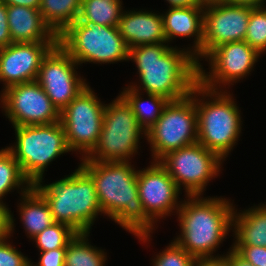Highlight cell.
<instances>
[{
	"mask_svg": "<svg viewBox=\"0 0 266 266\" xmlns=\"http://www.w3.org/2000/svg\"><path fill=\"white\" fill-rule=\"evenodd\" d=\"M79 164L95 184L102 214L119 224L143 243L157 228L146 215L139 198L137 172L131 162H97L80 158Z\"/></svg>",
	"mask_w": 266,
	"mask_h": 266,
	"instance_id": "1",
	"label": "cell"
},
{
	"mask_svg": "<svg viewBox=\"0 0 266 266\" xmlns=\"http://www.w3.org/2000/svg\"><path fill=\"white\" fill-rule=\"evenodd\" d=\"M128 60L136 64L141 83L132 82L130 87L146 94L175 101L190 95L198 83V64L185 48L168 43L139 45L129 49Z\"/></svg>",
	"mask_w": 266,
	"mask_h": 266,
	"instance_id": "2",
	"label": "cell"
},
{
	"mask_svg": "<svg viewBox=\"0 0 266 266\" xmlns=\"http://www.w3.org/2000/svg\"><path fill=\"white\" fill-rule=\"evenodd\" d=\"M185 198L176 214L181 233L174 241L196 260L224 256L213 254L233 230V202L221 196Z\"/></svg>",
	"mask_w": 266,
	"mask_h": 266,
	"instance_id": "3",
	"label": "cell"
},
{
	"mask_svg": "<svg viewBox=\"0 0 266 266\" xmlns=\"http://www.w3.org/2000/svg\"><path fill=\"white\" fill-rule=\"evenodd\" d=\"M43 182L39 180L32 187L47 202L55 222L69 225L77 233H90L95 219L102 215L91 176L78 165L60 180Z\"/></svg>",
	"mask_w": 266,
	"mask_h": 266,
	"instance_id": "4",
	"label": "cell"
},
{
	"mask_svg": "<svg viewBox=\"0 0 266 266\" xmlns=\"http://www.w3.org/2000/svg\"><path fill=\"white\" fill-rule=\"evenodd\" d=\"M223 89L210 90L198 82L195 85V108L198 142L225 161L239 140L243 123L233 95Z\"/></svg>",
	"mask_w": 266,
	"mask_h": 266,
	"instance_id": "5",
	"label": "cell"
},
{
	"mask_svg": "<svg viewBox=\"0 0 266 266\" xmlns=\"http://www.w3.org/2000/svg\"><path fill=\"white\" fill-rule=\"evenodd\" d=\"M16 142L7 148L18 162L23 175L34 184L43 180L51 162L71 152L61 122L45 125L13 126ZM59 156V157H58Z\"/></svg>",
	"mask_w": 266,
	"mask_h": 266,
	"instance_id": "6",
	"label": "cell"
},
{
	"mask_svg": "<svg viewBox=\"0 0 266 266\" xmlns=\"http://www.w3.org/2000/svg\"><path fill=\"white\" fill-rule=\"evenodd\" d=\"M142 135L146 137V132L139 126L132 107L119 95L105 105L98 143L85 159L129 162L138 153Z\"/></svg>",
	"mask_w": 266,
	"mask_h": 266,
	"instance_id": "7",
	"label": "cell"
},
{
	"mask_svg": "<svg viewBox=\"0 0 266 266\" xmlns=\"http://www.w3.org/2000/svg\"><path fill=\"white\" fill-rule=\"evenodd\" d=\"M58 43L79 65L129 61V49L118 27L76 20L58 36Z\"/></svg>",
	"mask_w": 266,
	"mask_h": 266,
	"instance_id": "8",
	"label": "cell"
},
{
	"mask_svg": "<svg viewBox=\"0 0 266 266\" xmlns=\"http://www.w3.org/2000/svg\"><path fill=\"white\" fill-rule=\"evenodd\" d=\"M145 138L151 147L152 161H159L171 151L198 142L195 86L190 95L168 102Z\"/></svg>",
	"mask_w": 266,
	"mask_h": 266,
	"instance_id": "9",
	"label": "cell"
},
{
	"mask_svg": "<svg viewBox=\"0 0 266 266\" xmlns=\"http://www.w3.org/2000/svg\"><path fill=\"white\" fill-rule=\"evenodd\" d=\"M186 196L203 195L213 178L219 176L223 160L199 142L171 151L158 161Z\"/></svg>",
	"mask_w": 266,
	"mask_h": 266,
	"instance_id": "10",
	"label": "cell"
},
{
	"mask_svg": "<svg viewBox=\"0 0 266 266\" xmlns=\"http://www.w3.org/2000/svg\"><path fill=\"white\" fill-rule=\"evenodd\" d=\"M105 105L88 85L61 112L69 149L85 158L97 145L103 125Z\"/></svg>",
	"mask_w": 266,
	"mask_h": 266,
	"instance_id": "11",
	"label": "cell"
},
{
	"mask_svg": "<svg viewBox=\"0 0 266 266\" xmlns=\"http://www.w3.org/2000/svg\"><path fill=\"white\" fill-rule=\"evenodd\" d=\"M259 57L261 54L245 40L222 44L205 57L210 72L198 65V82L210 90H223L251 74Z\"/></svg>",
	"mask_w": 266,
	"mask_h": 266,
	"instance_id": "12",
	"label": "cell"
},
{
	"mask_svg": "<svg viewBox=\"0 0 266 266\" xmlns=\"http://www.w3.org/2000/svg\"><path fill=\"white\" fill-rule=\"evenodd\" d=\"M0 104L12 126L52 124L60 112L36 80L16 84L1 91Z\"/></svg>",
	"mask_w": 266,
	"mask_h": 266,
	"instance_id": "13",
	"label": "cell"
},
{
	"mask_svg": "<svg viewBox=\"0 0 266 266\" xmlns=\"http://www.w3.org/2000/svg\"><path fill=\"white\" fill-rule=\"evenodd\" d=\"M78 65L59 43L42 59L36 81L59 112L88 86L76 71Z\"/></svg>",
	"mask_w": 266,
	"mask_h": 266,
	"instance_id": "14",
	"label": "cell"
},
{
	"mask_svg": "<svg viewBox=\"0 0 266 266\" xmlns=\"http://www.w3.org/2000/svg\"><path fill=\"white\" fill-rule=\"evenodd\" d=\"M137 187L144 211L156 225L158 219L177 214L182 204L178 201L181 190L158 161L138 170Z\"/></svg>",
	"mask_w": 266,
	"mask_h": 266,
	"instance_id": "15",
	"label": "cell"
},
{
	"mask_svg": "<svg viewBox=\"0 0 266 266\" xmlns=\"http://www.w3.org/2000/svg\"><path fill=\"white\" fill-rule=\"evenodd\" d=\"M252 8L227 2L204 5L202 60L222 44L245 40Z\"/></svg>",
	"mask_w": 266,
	"mask_h": 266,
	"instance_id": "16",
	"label": "cell"
},
{
	"mask_svg": "<svg viewBox=\"0 0 266 266\" xmlns=\"http://www.w3.org/2000/svg\"><path fill=\"white\" fill-rule=\"evenodd\" d=\"M58 42L11 43L0 48V82L4 89L37 79L42 59Z\"/></svg>",
	"mask_w": 266,
	"mask_h": 266,
	"instance_id": "17",
	"label": "cell"
},
{
	"mask_svg": "<svg viewBox=\"0 0 266 266\" xmlns=\"http://www.w3.org/2000/svg\"><path fill=\"white\" fill-rule=\"evenodd\" d=\"M163 18L164 34L167 43L176 37H194L193 46L187 47L195 57L197 64H202V45L204 39V5L169 8Z\"/></svg>",
	"mask_w": 266,
	"mask_h": 266,
	"instance_id": "18",
	"label": "cell"
},
{
	"mask_svg": "<svg viewBox=\"0 0 266 266\" xmlns=\"http://www.w3.org/2000/svg\"><path fill=\"white\" fill-rule=\"evenodd\" d=\"M153 11H123L118 29L128 49L145 44L167 43L163 18Z\"/></svg>",
	"mask_w": 266,
	"mask_h": 266,
	"instance_id": "19",
	"label": "cell"
},
{
	"mask_svg": "<svg viewBox=\"0 0 266 266\" xmlns=\"http://www.w3.org/2000/svg\"><path fill=\"white\" fill-rule=\"evenodd\" d=\"M7 15L12 43L58 42V36L46 24L39 9L11 5L7 6Z\"/></svg>",
	"mask_w": 266,
	"mask_h": 266,
	"instance_id": "20",
	"label": "cell"
},
{
	"mask_svg": "<svg viewBox=\"0 0 266 266\" xmlns=\"http://www.w3.org/2000/svg\"><path fill=\"white\" fill-rule=\"evenodd\" d=\"M233 212L232 245H251L266 247V204H258Z\"/></svg>",
	"mask_w": 266,
	"mask_h": 266,
	"instance_id": "21",
	"label": "cell"
},
{
	"mask_svg": "<svg viewBox=\"0 0 266 266\" xmlns=\"http://www.w3.org/2000/svg\"><path fill=\"white\" fill-rule=\"evenodd\" d=\"M19 215L27 237L31 240L44 229L55 222L45 199L31 187L26 193L20 195Z\"/></svg>",
	"mask_w": 266,
	"mask_h": 266,
	"instance_id": "22",
	"label": "cell"
},
{
	"mask_svg": "<svg viewBox=\"0 0 266 266\" xmlns=\"http://www.w3.org/2000/svg\"><path fill=\"white\" fill-rule=\"evenodd\" d=\"M126 87L127 88H124L120 95L132 107V111L139 126L147 132L157 122L169 100L162 96L150 93L146 94L148 99L144 100L141 97V95H143L141 93L144 92L135 90L129 85Z\"/></svg>",
	"mask_w": 266,
	"mask_h": 266,
	"instance_id": "23",
	"label": "cell"
},
{
	"mask_svg": "<svg viewBox=\"0 0 266 266\" xmlns=\"http://www.w3.org/2000/svg\"><path fill=\"white\" fill-rule=\"evenodd\" d=\"M82 0H40L39 11L51 30L60 36L79 16Z\"/></svg>",
	"mask_w": 266,
	"mask_h": 266,
	"instance_id": "24",
	"label": "cell"
},
{
	"mask_svg": "<svg viewBox=\"0 0 266 266\" xmlns=\"http://www.w3.org/2000/svg\"><path fill=\"white\" fill-rule=\"evenodd\" d=\"M122 5V0H82L77 20L85 24L118 27Z\"/></svg>",
	"mask_w": 266,
	"mask_h": 266,
	"instance_id": "25",
	"label": "cell"
},
{
	"mask_svg": "<svg viewBox=\"0 0 266 266\" xmlns=\"http://www.w3.org/2000/svg\"><path fill=\"white\" fill-rule=\"evenodd\" d=\"M90 233H77L68 243L64 266H105L107 255L104 250L92 246L88 241Z\"/></svg>",
	"mask_w": 266,
	"mask_h": 266,
	"instance_id": "26",
	"label": "cell"
},
{
	"mask_svg": "<svg viewBox=\"0 0 266 266\" xmlns=\"http://www.w3.org/2000/svg\"><path fill=\"white\" fill-rule=\"evenodd\" d=\"M26 185V186H25ZM32 187L31 182L23 175L12 152L5 147L0 150V202L5 195L15 189H21V195ZM12 190V191H11Z\"/></svg>",
	"mask_w": 266,
	"mask_h": 266,
	"instance_id": "27",
	"label": "cell"
},
{
	"mask_svg": "<svg viewBox=\"0 0 266 266\" xmlns=\"http://www.w3.org/2000/svg\"><path fill=\"white\" fill-rule=\"evenodd\" d=\"M77 232L64 223H54L36 235L32 241L37 245L39 252L67 248L68 243L76 236Z\"/></svg>",
	"mask_w": 266,
	"mask_h": 266,
	"instance_id": "28",
	"label": "cell"
},
{
	"mask_svg": "<svg viewBox=\"0 0 266 266\" xmlns=\"http://www.w3.org/2000/svg\"><path fill=\"white\" fill-rule=\"evenodd\" d=\"M245 41L260 54L266 51V5L250 11Z\"/></svg>",
	"mask_w": 266,
	"mask_h": 266,
	"instance_id": "29",
	"label": "cell"
},
{
	"mask_svg": "<svg viewBox=\"0 0 266 266\" xmlns=\"http://www.w3.org/2000/svg\"><path fill=\"white\" fill-rule=\"evenodd\" d=\"M196 259L174 240L153 259L152 266H196Z\"/></svg>",
	"mask_w": 266,
	"mask_h": 266,
	"instance_id": "30",
	"label": "cell"
},
{
	"mask_svg": "<svg viewBox=\"0 0 266 266\" xmlns=\"http://www.w3.org/2000/svg\"><path fill=\"white\" fill-rule=\"evenodd\" d=\"M9 210V235L0 240V266H28L29 258L24 256L21 251L13 247L8 238L14 232L15 219L13 213ZM8 240V241H7Z\"/></svg>",
	"mask_w": 266,
	"mask_h": 266,
	"instance_id": "31",
	"label": "cell"
},
{
	"mask_svg": "<svg viewBox=\"0 0 266 266\" xmlns=\"http://www.w3.org/2000/svg\"><path fill=\"white\" fill-rule=\"evenodd\" d=\"M232 248L253 266H266V247L232 245Z\"/></svg>",
	"mask_w": 266,
	"mask_h": 266,
	"instance_id": "32",
	"label": "cell"
},
{
	"mask_svg": "<svg viewBox=\"0 0 266 266\" xmlns=\"http://www.w3.org/2000/svg\"><path fill=\"white\" fill-rule=\"evenodd\" d=\"M66 248H58L40 252V258L35 266H64Z\"/></svg>",
	"mask_w": 266,
	"mask_h": 266,
	"instance_id": "33",
	"label": "cell"
},
{
	"mask_svg": "<svg viewBox=\"0 0 266 266\" xmlns=\"http://www.w3.org/2000/svg\"><path fill=\"white\" fill-rule=\"evenodd\" d=\"M7 19V5L0 0V48L7 47L12 43Z\"/></svg>",
	"mask_w": 266,
	"mask_h": 266,
	"instance_id": "34",
	"label": "cell"
},
{
	"mask_svg": "<svg viewBox=\"0 0 266 266\" xmlns=\"http://www.w3.org/2000/svg\"><path fill=\"white\" fill-rule=\"evenodd\" d=\"M9 235V208L0 202V240Z\"/></svg>",
	"mask_w": 266,
	"mask_h": 266,
	"instance_id": "35",
	"label": "cell"
},
{
	"mask_svg": "<svg viewBox=\"0 0 266 266\" xmlns=\"http://www.w3.org/2000/svg\"><path fill=\"white\" fill-rule=\"evenodd\" d=\"M224 257L230 262L231 266H253L241 257L232 247L229 248Z\"/></svg>",
	"mask_w": 266,
	"mask_h": 266,
	"instance_id": "36",
	"label": "cell"
},
{
	"mask_svg": "<svg viewBox=\"0 0 266 266\" xmlns=\"http://www.w3.org/2000/svg\"><path fill=\"white\" fill-rule=\"evenodd\" d=\"M196 266H231L230 262L224 257L203 258L196 261Z\"/></svg>",
	"mask_w": 266,
	"mask_h": 266,
	"instance_id": "37",
	"label": "cell"
},
{
	"mask_svg": "<svg viewBox=\"0 0 266 266\" xmlns=\"http://www.w3.org/2000/svg\"><path fill=\"white\" fill-rule=\"evenodd\" d=\"M7 6L19 5L29 8L39 9L40 0H1Z\"/></svg>",
	"mask_w": 266,
	"mask_h": 266,
	"instance_id": "38",
	"label": "cell"
},
{
	"mask_svg": "<svg viewBox=\"0 0 266 266\" xmlns=\"http://www.w3.org/2000/svg\"><path fill=\"white\" fill-rule=\"evenodd\" d=\"M169 8L203 5L200 0H166Z\"/></svg>",
	"mask_w": 266,
	"mask_h": 266,
	"instance_id": "39",
	"label": "cell"
},
{
	"mask_svg": "<svg viewBox=\"0 0 266 266\" xmlns=\"http://www.w3.org/2000/svg\"><path fill=\"white\" fill-rule=\"evenodd\" d=\"M227 3L236 5H246L250 7L265 6L266 0H227Z\"/></svg>",
	"mask_w": 266,
	"mask_h": 266,
	"instance_id": "40",
	"label": "cell"
},
{
	"mask_svg": "<svg viewBox=\"0 0 266 266\" xmlns=\"http://www.w3.org/2000/svg\"><path fill=\"white\" fill-rule=\"evenodd\" d=\"M203 5L218 3V2H226L227 0H200Z\"/></svg>",
	"mask_w": 266,
	"mask_h": 266,
	"instance_id": "41",
	"label": "cell"
},
{
	"mask_svg": "<svg viewBox=\"0 0 266 266\" xmlns=\"http://www.w3.org/2000/svg\"><path fill=\"white\" fill-rule=\"evenodd\" d=\"M28 266H35V265L31 262V259H30V261H29V263H28Z\"/></svg>",
	"mask_w": 266,
	"mask_h": 266,
	"instance_id": "42",
	"label": "cell"
}]
</instances>
